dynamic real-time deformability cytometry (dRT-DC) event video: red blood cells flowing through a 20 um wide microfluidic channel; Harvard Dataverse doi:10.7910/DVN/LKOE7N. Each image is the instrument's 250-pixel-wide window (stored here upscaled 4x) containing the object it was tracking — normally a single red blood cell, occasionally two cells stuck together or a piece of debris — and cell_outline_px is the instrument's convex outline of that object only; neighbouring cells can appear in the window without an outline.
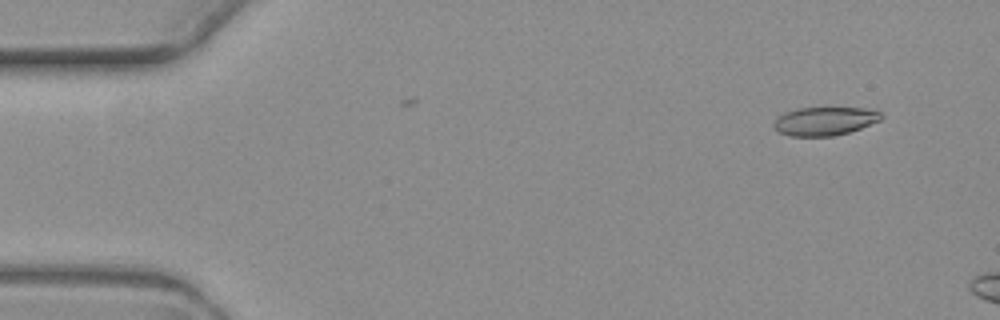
{"species": "common noctule bat (a hibernating species)", "species_latin": "Nyctalus noctula", "temperature_condition": "warm", "stored_images_in_passage": 2, "camera_frame_rate_fps": 3000, "um_per_image_px": 0.085, "animal": {"sex": "female", "body_mass_g": 19.3, "forearm_length_mm": 54.1}, "frame": {"image": 1, "passage_image": 1, "time_ms": 0.0, "image_size_px": [1000, 320], "cell_outline_px": [[884, 116], [880, 120], [860, 128], [848, 132], [832, 136], [792, 136], [780, 132], [772, 124], [784, 112], [796, 108], [864, 108], [880, 112]], "centroid_in_image_um": [70.1, 10.29], "position_along_channel_um": 14.9, "area_um2": 17.57}}